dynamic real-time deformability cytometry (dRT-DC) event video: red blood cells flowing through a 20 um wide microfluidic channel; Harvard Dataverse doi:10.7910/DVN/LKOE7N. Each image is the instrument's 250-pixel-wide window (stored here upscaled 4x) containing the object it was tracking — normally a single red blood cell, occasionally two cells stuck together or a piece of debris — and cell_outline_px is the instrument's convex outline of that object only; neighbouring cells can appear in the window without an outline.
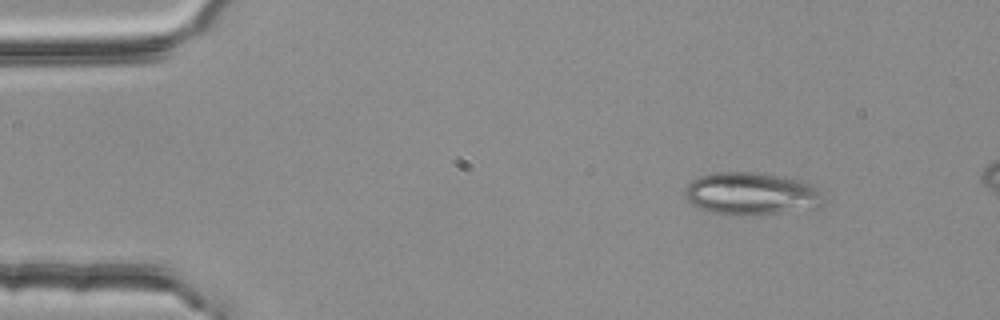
{"species": "common noctule bat (a hibernating species)", "species_latin": "Nyctalus noctula", "temperature_condition": "room temperature", "stored_images_in_passage": 3, "camera_frame_rate_fps": 3000, "um_per_image_px": 0.085, "animal": {"sex": "female", "body_mass_g": 25.1}, "frame": {"image": 1, "passage_image": 1, "time_ms": 0.0, "image_size_px": [1000, 320], "cell_outline_px": [[824, 204], [820, 208], [740, 216], [724, 216], [708, 212], [684, 200], [684, 188], [692, 180], [700, 176], [716, 172], [752, 172], [784, 176], [800, 180], [812, 184], [816, 188], [824, 200]], "centroid_in_image_um": [63.83, 16.48], "position_along_channel_um": 21.2, "area_um2": 34.97}}